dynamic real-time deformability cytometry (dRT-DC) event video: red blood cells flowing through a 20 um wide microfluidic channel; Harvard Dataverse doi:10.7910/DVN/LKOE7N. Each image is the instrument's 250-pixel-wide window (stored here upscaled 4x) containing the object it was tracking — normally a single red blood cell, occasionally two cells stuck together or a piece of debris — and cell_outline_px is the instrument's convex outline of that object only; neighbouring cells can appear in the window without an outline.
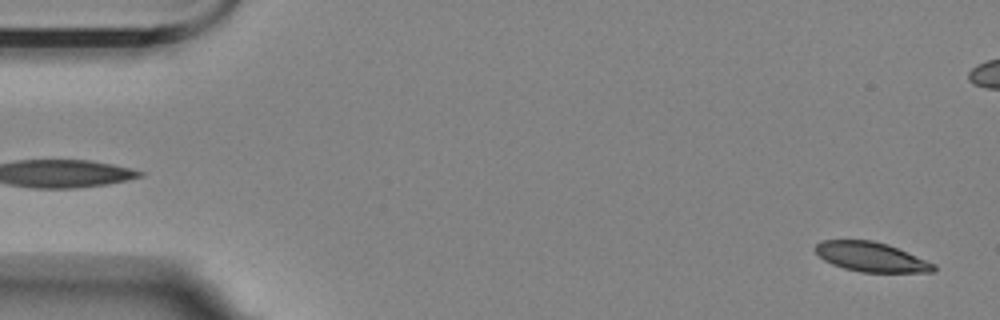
{"species": "Egyptian fruit bat (a non-hibernating species)", "species_latin": "Rousettus aegyptiacus", "temperature_condition": "room temperature", "stored_images_in_passage": 5, "camera_frame_rate_fps": 3000, "um_per_image_px": 0.085, "animal": {"sex": "female"}, "frame": {"image": 1, "passage_image": 5, "time_ms": 4.667, "image_size_px": [1000, 320], "cell_outline_px": [[936, 272], [860, 272], [844, 268], [832, 264], [824, 260], [816, 252], [816, 244], [824, 240], [872, 240], [888, 244], [936, 264]], "centroid_in_image_um": [74.08, 21.84], "position_along_channel_um": 10.9, "area_um2": 20.29}}